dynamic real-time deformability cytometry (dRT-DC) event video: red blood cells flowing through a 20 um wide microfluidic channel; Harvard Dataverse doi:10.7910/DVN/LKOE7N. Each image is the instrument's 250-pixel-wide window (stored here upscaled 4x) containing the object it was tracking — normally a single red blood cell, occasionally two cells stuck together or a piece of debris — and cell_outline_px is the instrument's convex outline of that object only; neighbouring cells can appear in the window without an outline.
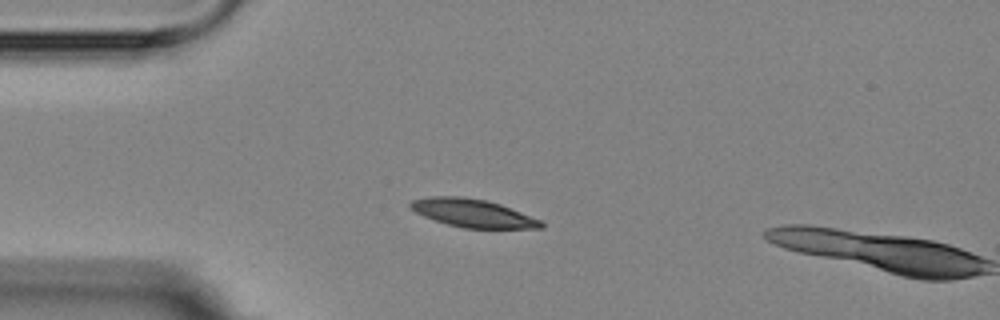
{"species": "Egyptian fruit bat (a non-hibernating species)", "species_latin": "Rousettus aegyptiacus", "temperature_condition": "room temperature", "stored_images_in_passage": 2, "camera_frame_rate_fps": 3000, "um_per_image_px": 0.085, "animal": {"sex": "female"}, "frame": {"image": 1, "passage_image": 1, "time_ms": 0.0, "image_size_px": [1000, 320], "cell_outline_px": [[544, 228], [464, 228], [448, 224], [424, 216], [408, 208], [408, 204], [412, 200], [428, 196], [460, 196], [484, 200], [500, 204], [540, 220], [544, 224]], "centroid_in_image_um": [40.14, 18.11], "position_along_channel_um": 44.9, "area_um2": 21.15}}